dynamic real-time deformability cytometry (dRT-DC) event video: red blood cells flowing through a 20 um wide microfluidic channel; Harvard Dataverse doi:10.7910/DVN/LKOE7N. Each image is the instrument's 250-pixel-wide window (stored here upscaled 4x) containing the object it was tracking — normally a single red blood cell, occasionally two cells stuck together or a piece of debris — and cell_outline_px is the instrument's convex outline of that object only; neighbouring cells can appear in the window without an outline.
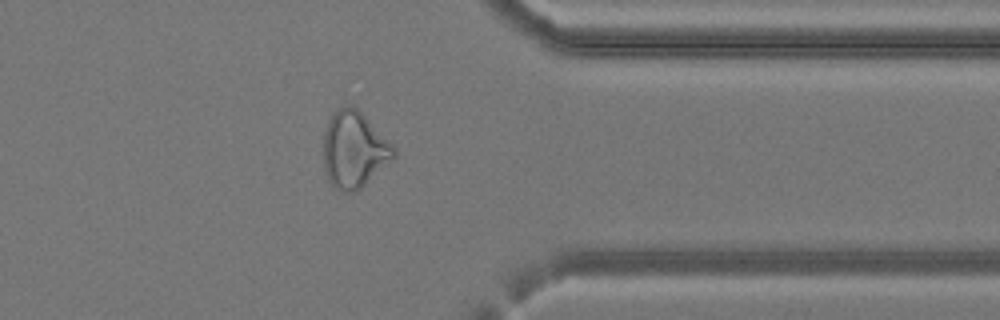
{"species": "common noctule bat (a hibernating species)", "species_latin": "Nyctalus noctula", "temperature_condition": "cold", "stored_images_in_passage": 28, "camera_frame_rate_fps": 3000, "um_per_image_px": 0.085, "animal": {"sex": "female", "body_mass_g": 24.6, "forearm_length_mm": 56.2}, "frame": {"image": 1, "passage_image": 20, "time_ms": 6.333, "image_size_px": [1000, 320], "cell_outline_px": [[396, 156], [360, 188], [352, 192], [344, 192], [336, 188], [328, 180], [324, 172], [324, 132], [328, 120], [336, 108], [344, 104], [352, 104], [396, 148]], "centroid_in_image_um": [30.07, 12.7], "position_along_channel_um": 381.3, "area_um2": 31.1}}